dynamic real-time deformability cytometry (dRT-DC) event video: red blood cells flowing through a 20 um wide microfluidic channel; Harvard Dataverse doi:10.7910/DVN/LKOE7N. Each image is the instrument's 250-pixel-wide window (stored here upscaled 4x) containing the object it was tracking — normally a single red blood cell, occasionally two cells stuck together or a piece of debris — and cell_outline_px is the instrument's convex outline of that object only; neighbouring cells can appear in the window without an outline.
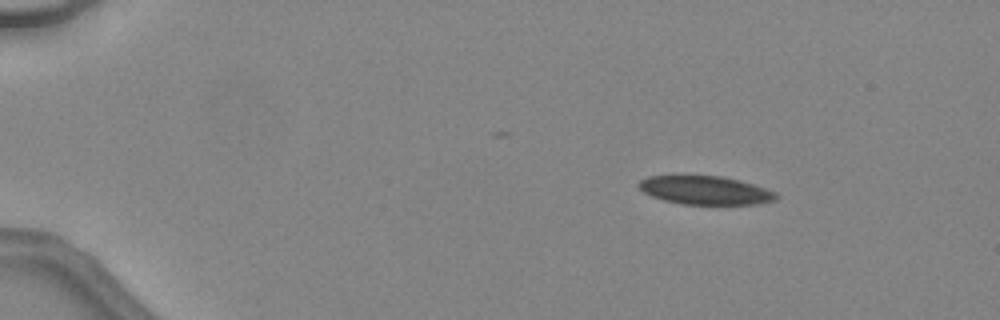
{"species": "common noctule bat (a hibernating species)", "species_latin": "Nyctalus noctula", "temperature_condition": "warm", "stored_images_in_passage": 36, "camera_frame_rate_fps": 3000, "um_per_image_px": 0.085, "animal": {"sex": "female", "body_mass_g": 24.6, "forearm_length_mm": 56.2}, "frame": {"image": 1, "passage_image": 1, "time_ms": 0.0, "image_size_px": [1000, 320], "cell_outline_px": [[780, 196], [776, 200], [760, 204], [680, 204], [664, 200], [652, 196], [644, 192], [636, 184], [640, 180], [648, 176], [720, 176], [740, 180], [776, 192]], "centroid_in_image_um": [59.97, 16.18], "position_along_channel_um": 25.0, "area_um2": 22.77}}
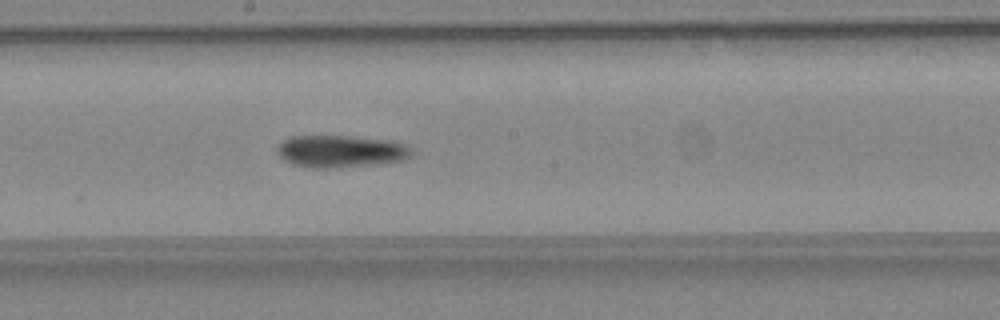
{"frame": {"image": 2, "passage_image": 21, "time_ms": 6.667, "image_size_px": [1000, 320], "cell_outline_px": [[412, 156], [404, 160], [336, 168], [312, 168], [292, 164], [284, 160], [276, 152], [276, 148], [284, 140], [292, 136], [352, 136], [396, 140], [412, 148]], "centroid_in_image_um": [28.98, 12.85], "position_along_channel_um": 219.2, "area_um2": 25.43}}
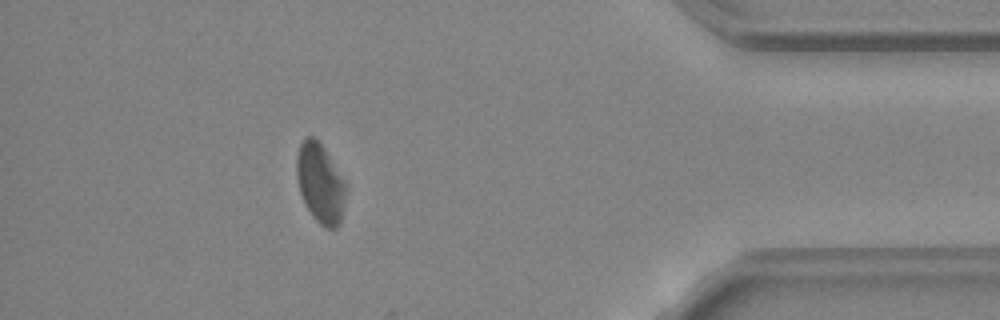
{"frame": {"image": 3, "passage_image": 36, "time_ms": 11.667, "image_size_px": [1000, 320], "cell_outline_px": [[348, 184], [340, 224], [336, 228], [324, 228], [312, 216], [300, 192], [296, 176], [296, 156], [300, 144], [304, 136], [316, 136]], "centroid_in_image_um": [27.24, 15.55], "position_along_channel_um": 408.0, "area_um2": 23.18}}